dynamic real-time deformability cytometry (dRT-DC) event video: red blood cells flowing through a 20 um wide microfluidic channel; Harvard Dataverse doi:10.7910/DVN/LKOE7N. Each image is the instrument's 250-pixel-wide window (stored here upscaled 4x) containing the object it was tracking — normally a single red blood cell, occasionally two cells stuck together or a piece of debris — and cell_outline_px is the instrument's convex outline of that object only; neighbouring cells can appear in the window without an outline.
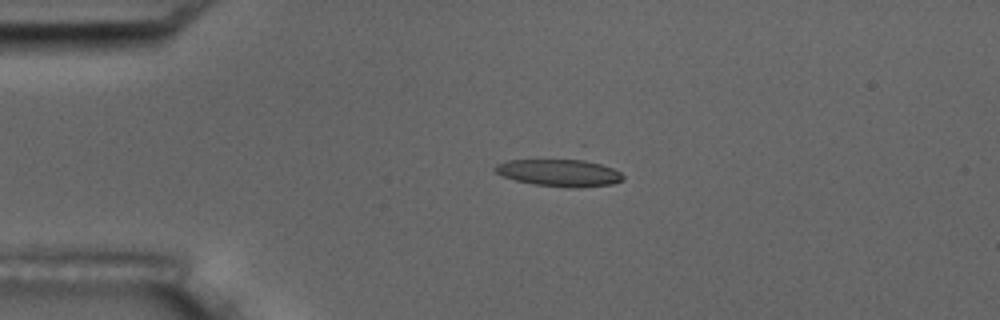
{"species": "common noctule bat (a hibernating species)", "species_latin": "Nyctalus noctula", "temperature_condition": "room temperature", "stored_images_in_passage": 8, "camera_frame_rate_fps": 3000, "um_per_image_px": 0.085, "animal": {"sex": "male", "body_mass_g": 17.5, "forearm_length_mm": 52.3}, "frame": {"image": 1, "passage_image": 4, "time_ms": 3.667, "image_size_px": [1000, 320], "cell_outline_px": [[624, 180], [612, 184], [580, 188], [568, 188], [536, 184], [516, 180], [504, 176], [496, 172], [492, 168], [496, 164], [504, 160], [572, 156], [576, 156], [612, 168], [620, 172], [624, 176]], "centroid_in_image_um": [47.54, 14.62], "position_along_channel_um": 37.5, "area_um2": 21.5}}
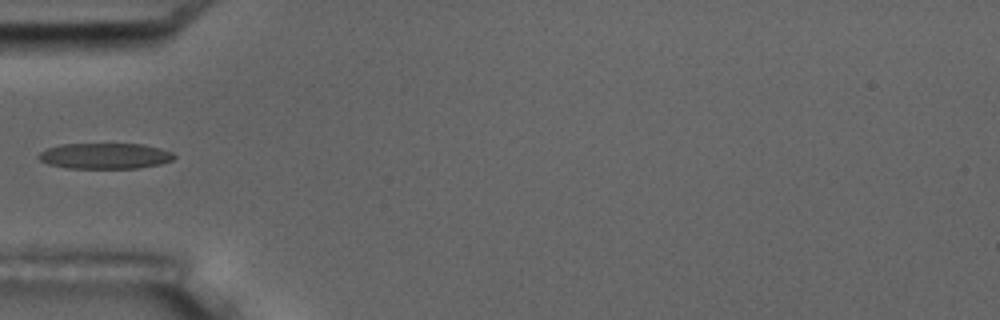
{"frame": {"image": 2, "passage_image": 5, "time_ms": 5.667, "image_size_px": [1000, 320], "cell_outline_px": [[176, 156], [172, 160], [160, 164], [136, 168], [68, 168], [48, 164], [40, 160], [36, 156], [40, 152], [48, 148], [60, 144], [144, 144], [160, 148], [172, 152]], "centroid_in_image_um": [8.91, 13.25], "position_along_channel_um": 76.1, "area_um2": 20.35}}
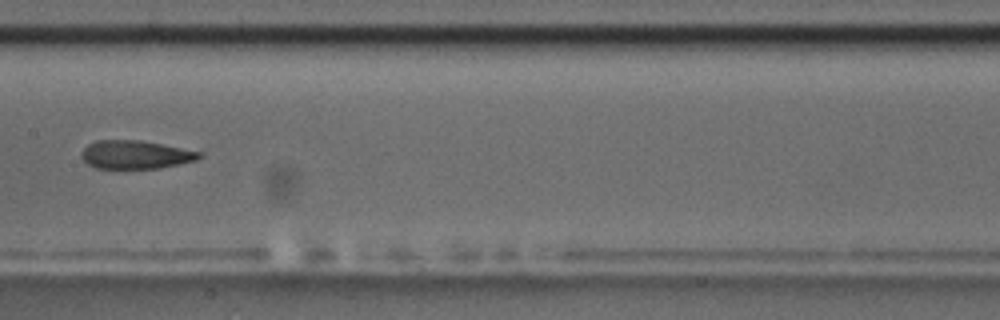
{"frame": {"image": 3, "passage_image": 8, "time_ms": 9.0, "image_size_px": [1000, 320], "cell_outline_px": [[204, 156], [196, 160], [160, 168], [96, 168], [88, 164], [80, 156], [80, 152], [88, 144], [96, 140], [140, 140], [200, 152]], "centroid_in_image_um": [11.48, 13.14], "position_along_channel_um": 195.9, "area_um2": 19.31}}